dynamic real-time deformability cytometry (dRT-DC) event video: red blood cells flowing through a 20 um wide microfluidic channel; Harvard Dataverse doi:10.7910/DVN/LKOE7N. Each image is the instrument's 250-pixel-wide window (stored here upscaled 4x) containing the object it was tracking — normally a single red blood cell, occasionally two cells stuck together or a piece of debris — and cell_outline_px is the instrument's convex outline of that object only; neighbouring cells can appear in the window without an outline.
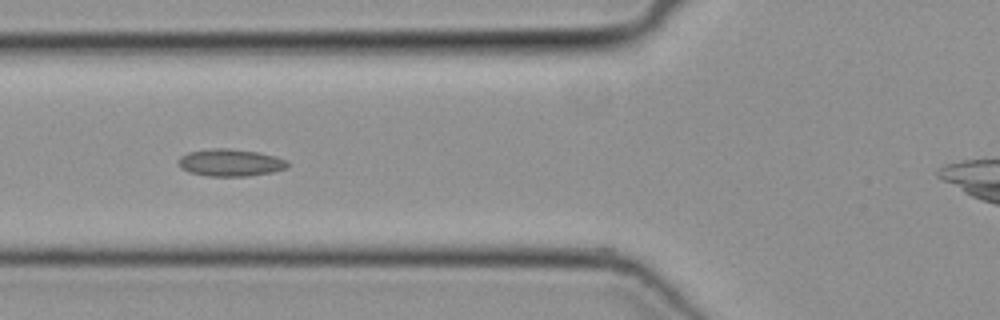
{"species": "common noctule bat (a hibernating species)", "species_latin": "Nyctalus noctula", "temperature_condition": "cold", "stored_images_in_passage": 32, "camera_frame_rate_fps": 3000, "um_per_image_px": 0.085, "animal": {"sex": "female", "body_mass_g": 19.3, "forearm_length_mm": 54.1}, "frame": {"image": 1, "passage_image": 6, "time_ms": 1.667, "image_size_px": [1000, 320], "cell_outline_px": [[288, 168], [272, 172], [248, 176], [208, 176], [188, 172], [180, 168], [176, 160], [180, 156], [188, 152], [212, 148], [228, 148], [256, 152], [276, 156], [288, 160]], "centroid_in_image_um": [19.56, 13.82], "position_along_channel_um": 106.2, "area_um2": 17.51}}
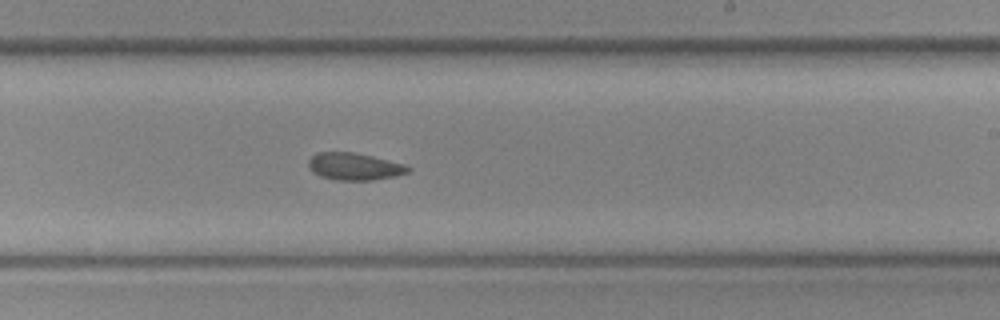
{"frame": {"image": 2, "passage_image": 17, "time_ms": 5.333, "image_size_px": [1000, 320], "cell_outline_px": [[412, 168], [408, 172], [396, 176], [372, 180], [336, 180], [320, 176], [312, 172], [308, 164], [308, 160], [316, 152], [352, 152], [372, 156], [404, 164]], "centroid_in_image_um": [30.11, 14.15], "position_along_channel_um": 258.9, "area_um2": 15.78}}
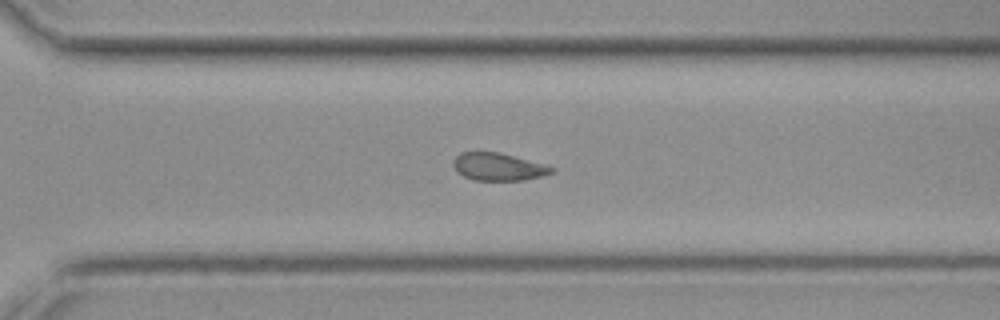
{"frame": {"image": 3, "passage_image": 22, "time_ms": 7.0, "image_size_px": [1000, 320], "cell_outline_px": [[556, 168], [552, 172], [540, 176], [524, 180], [472, 180], [464, 176], [452, 164], [452, 160], [460, 152], [500, 152], [544, 164]], "centroid_in_image_um": [42.34, 14.17], "position_along_channel_um": 328.3, "area_um2": 15.66}}